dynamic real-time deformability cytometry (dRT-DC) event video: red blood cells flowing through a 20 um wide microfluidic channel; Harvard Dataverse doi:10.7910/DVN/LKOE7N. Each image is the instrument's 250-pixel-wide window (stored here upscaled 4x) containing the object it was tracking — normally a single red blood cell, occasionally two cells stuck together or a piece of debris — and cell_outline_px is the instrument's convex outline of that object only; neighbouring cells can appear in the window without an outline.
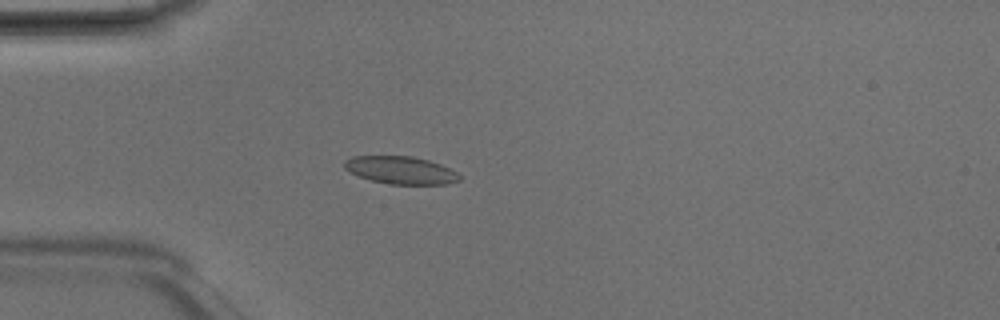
{"species": "Egyptian fruit bat (a non-hibernating species)", "species_latin": "Rousettus aegyptiacus", "temperature_condition": "room temperature", "stored_images_in_passage": 4, "camera_frame_rate_fps": 3000, "um_per_image_px": 0.085, "animal": {"sex": "male"}, "frame": {"image": 1, "passage_image": 4, "time_ms": 1.0, "image_size_px": [1000, 320], "cell_outline_px": [[460, 180], [448, 184], [388, 184], [372, 180], [360, 176], [344, 168], [344, 160], [352, 156], [412, 156], [428, 160], [440, 164], [456, 172], [460, 176]], "centroid_in_image_um": [34.06, 14.46], "position_along_channel_um": 50.9, "area_um2": 18.38}}